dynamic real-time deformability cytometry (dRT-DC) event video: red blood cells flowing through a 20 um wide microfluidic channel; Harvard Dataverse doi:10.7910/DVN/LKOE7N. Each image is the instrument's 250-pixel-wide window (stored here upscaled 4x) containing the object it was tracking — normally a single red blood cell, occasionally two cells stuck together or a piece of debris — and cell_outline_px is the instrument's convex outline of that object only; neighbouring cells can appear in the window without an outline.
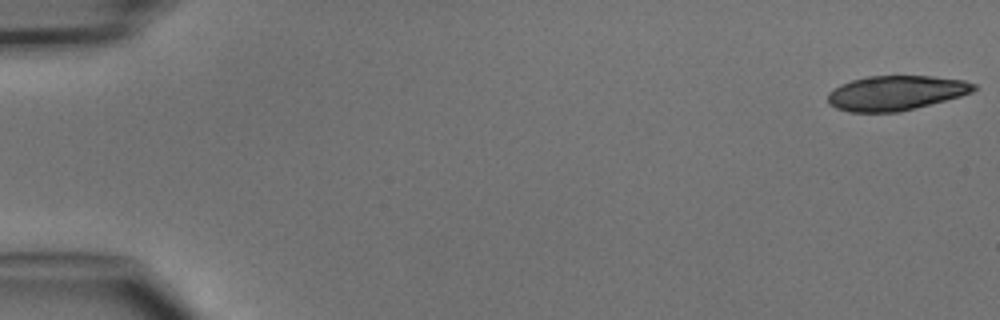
{"species": "common noctule bat (a hibernating species)", "species_latin": "Nyctalus noctula", "temperature_condition": "cold", "stored_images_in_passage": 47, "segment_of_instrument_passage": [1, 2], "camera_frame_rate_fps": 3000, "um_per_image_px": 0.085, "animal": {"sex": "male", "body_mass_g": 15.6}, "frame": {"image": 1, "passage_image": 1, "time_ms": 0.0, "image_size_px": [1000, 320], "cell_outline_px": [[976, 88], [972, 92], [960, 96], [900, 112], [848, 112], [836, 108], [828, 104], [828, 92], [840, 84], [852, 80], [868, 76], [932, 76], [964, 80], [976, 84]], "centroid_in_image_um": [76.12, 7.9], "position_along_channel_um": 8.9, "area_um2": 29.54}}
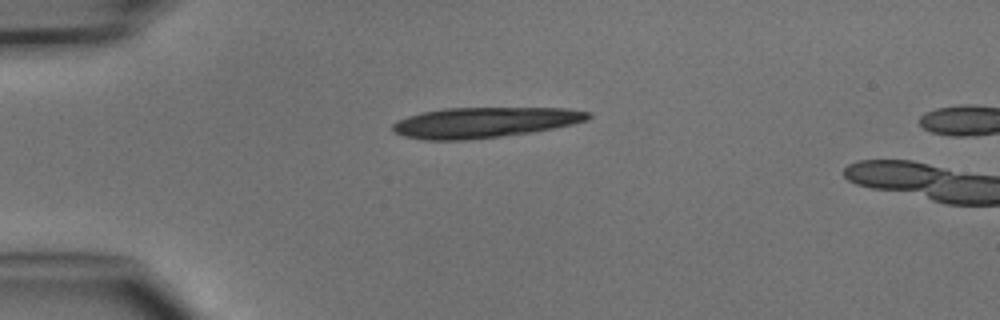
{"frame": {"image": 2, "passage_image": 12, "time_ms": 3.667, "image_size_px": [1000, 320], "cell_outline_px": [[592, 116], [584, 120], [572, 124], [532, 132], [500, 136], [464, 140], [424, 140], [404, 136], [396, 132], [392, 128], [392, 124], [408, 116], [424, 112], [444, 108], [564, 108], [588, 112]], "centroid_in_image_um": [41.15, 10.4], "position_along_channel_um": 43.9, "area_um2": 34.22}}